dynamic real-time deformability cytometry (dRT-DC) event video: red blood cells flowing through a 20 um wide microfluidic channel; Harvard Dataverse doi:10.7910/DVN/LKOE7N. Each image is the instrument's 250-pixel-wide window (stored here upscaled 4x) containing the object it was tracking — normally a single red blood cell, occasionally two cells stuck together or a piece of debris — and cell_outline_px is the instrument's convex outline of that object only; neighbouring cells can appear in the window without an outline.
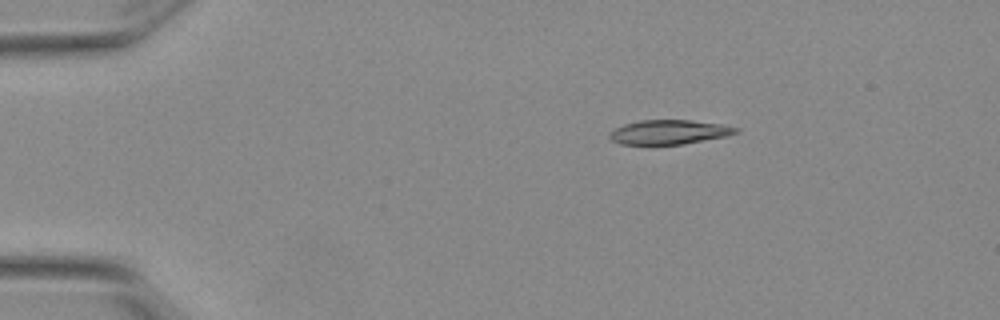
{"species": "Egyptian fruit bat (a non-hibernating species)", "species_latin": "Rousettus aegyptiacus", "temperature_condition": "warm", "stored_images_in_passage": 40, "camera_frame_rate_fps": 3000, "um_per_image_px": 0.085, "animal": {"sex": "female"}, "frame": {"image": 1, "passage_image": 1, "time_ms": 0.0, "image_size_px": [1000, 320], "cell_outline_px": [[740, 132], [724, 136], [684, 144], [620, 144], [612, 140], [608, 136], [616, 128], [624, 124], [640, 120], [692, 120], [720, 124], [740, 128]], "centroid_in_image_um": [56.89, 11.22], "position_along_channel_um": 28.1, "area_um2": 17.74}}
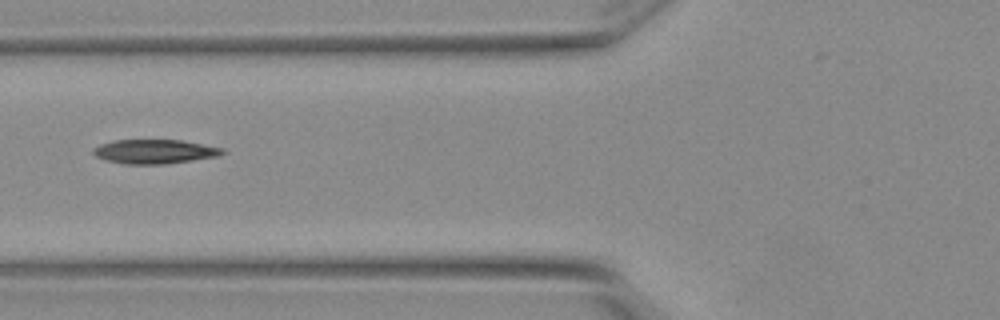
{"frame": {"image": 2, "passage_image": 13, "time_ms": 4.0, "image_size_px": [1000, 320], "cell_outline_px": [[224, 152], [220, 156], [164, 164], [124, 164], [104, 160], [96, 156], [92, 152], [92, 148], [100, 144], [112, 140], [180, 140], [224, 148]], "centroid_in_image_um": [13.1, 12.88], "position_along_channel_um": 112.7, "area_um2": 18.26}}
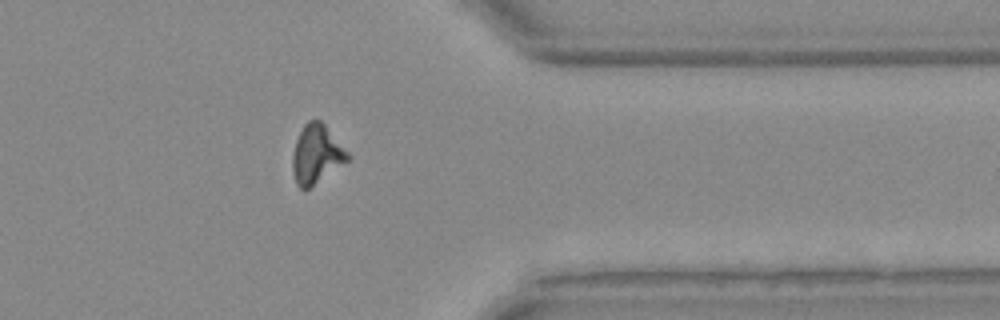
{"frame": {"image": 3, "passage_image": 35, "time_ms": 11.333, "image_size_px": [1000, 320], "cell_outline_px": [[352, 156], [348, 160], [308, 188], [300, 188], [296, 184], [292, 172], [292, 156], [296, 140], [304, 124], [308, 120], [320, 120], [324, 124]], "centroid_in_image_um": [26.88, 13.09], "position_along_channel_um": 384.5, "area_um2": 18.55}}